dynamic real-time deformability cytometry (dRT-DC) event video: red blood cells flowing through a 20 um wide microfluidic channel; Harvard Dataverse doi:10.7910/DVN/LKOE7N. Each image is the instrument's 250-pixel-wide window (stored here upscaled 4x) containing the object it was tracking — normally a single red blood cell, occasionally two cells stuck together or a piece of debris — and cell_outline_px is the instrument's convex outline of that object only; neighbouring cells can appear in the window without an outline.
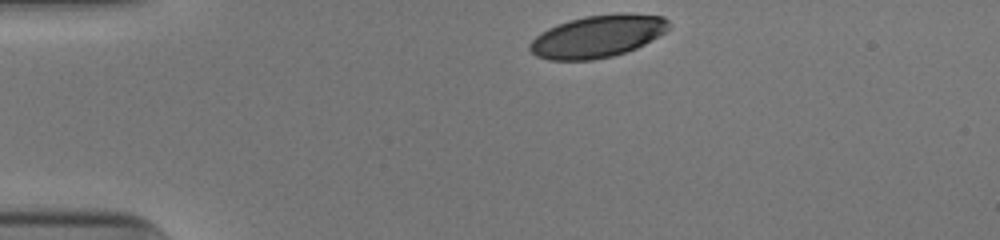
{"species": "human", "species_latin": "Homo sapiens", "temperature_condition": "cold", "stored_images_in_passage": 33, "camera_frame_rate_fps": 3000, "um_per_image_px": 0.085, "donor": {"sex": "male"}, "frame": {"image": 1, "passage_image": 1, "time_ms": 0.0, "image_size_px": [1000, 240], "cell_outline_px": [[668, 28], [664, 32], [644, 44], [636, 48], [612, 56], [592, 60], [548, 60], [536, 56], [528, 48], [528, 44], [540, 32], [556, 24], [568, 20], [584, 16], [620, 12], [624, 12], [664, 16], [668, 20]], "centroid_in_image_um": [50.76, 3.07], "position_along_channel_um": 34.2, "area_um2": 34.45}}
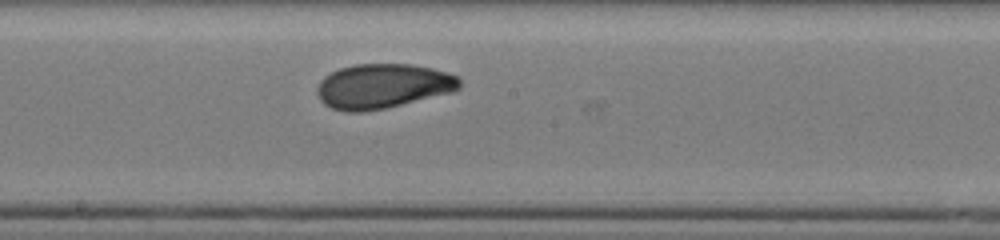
{"frame": {"image": 2, "passage_image": 19, "time_ms": 6.0, "image_size_px": [1000, 240], "cell_outline_px": [[460, 88], [452, 92], [384, 108], [364, 112], [344, 112], [332, 108], [324, 104], [320, 100], [316, 92], [316, 88], [320, 80], [324, 76], [340, 68], [356, 64], [412, 64], [432, 68], [448, 72], [456, 76], [460, 80]], "centroid_in_image_um": [32.51, 7.32], "position_along_channel_um": 215.7, "area_um2": 37.11}}
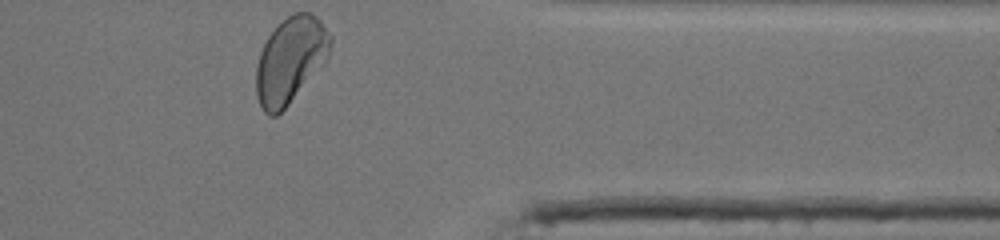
{"frame": {"image": 3, "passage_image": 33, "time_ms": 10.667, "image_size_px": [1000, 240], "cell_outline_px": [[332, 40], [328, 60], [288, 104], [276, 116], [268, 116], [264, 112], [260, 104], [256, 92], [256, 68], [260, 52], [268, 36], [276, 24], [292, 12], [308, 12], [316, 16], [320, 20], [332, 36]], "centroid_in_image_um": [24.7, 5.07], "position_along_channel_um": 386.7, "area_um2": 37.4}, "authors_computed_cell_mechanics": {"area_um2": 36.5874, "velocity_mm_per_s": 3.9249, "shape_relaxation_time_tau1_ms": 3.412, "shape_relaxation_time_tau2_ms": 1.5953, "deformation_change_tau1": 0.1487, "deformation_change_tau2": 0.0593}}